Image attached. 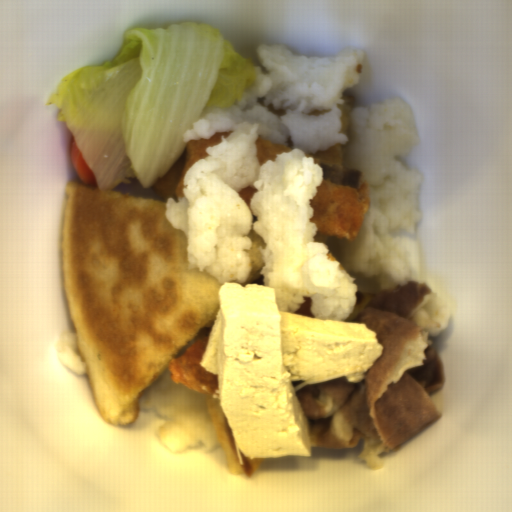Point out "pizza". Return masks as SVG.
Masks as SVG:
<instances>
[{
    "label": "pizza",
    "instance_id": "d2c48207",
    "mask_svg": "<svg viewBox=\"0 0 512 512\" xmlns=\"http://www.w3.org/2000/svg\"><path fill=\"white\" fill-rule=\"evenodd\" d=\"M249 248L247 250L249 272L247 275V285L253 281L261 272L264 266L263 254L266 250V242L262 235L249 229L248 233Z\"/></svg>",
    "mask_w": 512,
    "mask_h": 512
},
{
    "label": "pizza",
    "instance_id": "dd6c1bee",
    "mask_svg": "<svg viewBox=\"0 0 512 512\" xmlns=\"http://www.w3.org/2000/svg\"><path fill=\"white\" fill-rule=\"evenodd\" d=\"M187 241L163 202L66 185V303L95 408L114 427L135 422L145 393L222 308L219 281L189 266Z\"/></svg>",
    "mask_w": 512,
    "mask_h": 512
}]
</instances>
